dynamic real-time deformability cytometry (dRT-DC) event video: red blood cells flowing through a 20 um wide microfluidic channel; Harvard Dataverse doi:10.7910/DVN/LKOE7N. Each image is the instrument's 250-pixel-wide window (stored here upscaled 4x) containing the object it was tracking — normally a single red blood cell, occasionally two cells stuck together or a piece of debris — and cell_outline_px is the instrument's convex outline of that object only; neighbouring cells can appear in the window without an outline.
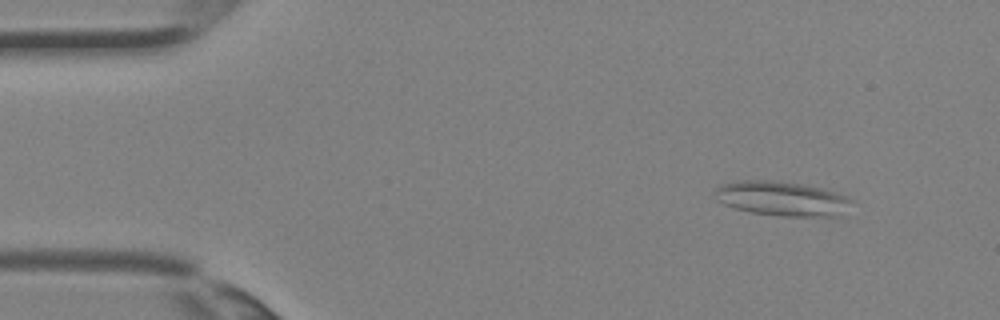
{"species": "Egyptian fruit bat (a non-hibernating species)", "species_latin": "Rousettus aegyptiacus", "temperature_condition": "room temperature", "stored_images_in_passage": 2, "camera_frame_rate_fps": 3000, "um_per_image_px": 0.085, "animal": {"sex": "female"}, "frame": {"image": 1, "passage_image": 1, "time_ms": 0.0, "image_size_px": [1000, 320], "cell_outline_px": [[852, 200], [844, 216], [780, 216], [752, 212], [736, 208], [724, 204], [716, 200], [716, 188], [720, 184], [736, 180], [780, 180], [804, 184], [820, 188], [848, 196]], "centroid_in_image_um": [66.48, 16.87], "position_along_channel_um": 18.5, "area_um2": 27.74}}